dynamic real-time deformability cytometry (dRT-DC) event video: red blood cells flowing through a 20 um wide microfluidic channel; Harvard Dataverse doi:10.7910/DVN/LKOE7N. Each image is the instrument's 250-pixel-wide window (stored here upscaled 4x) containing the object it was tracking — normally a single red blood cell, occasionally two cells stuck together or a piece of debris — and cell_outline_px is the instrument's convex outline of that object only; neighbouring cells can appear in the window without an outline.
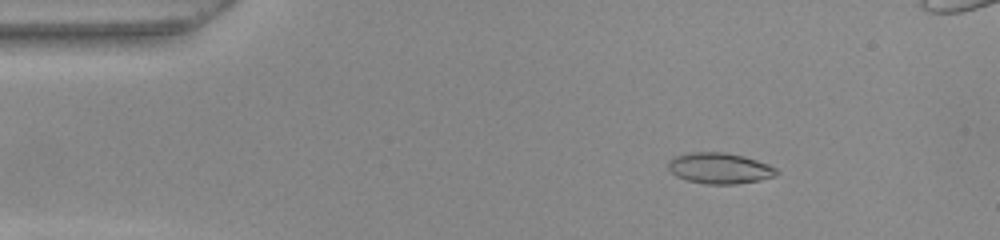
{"species": "common noctule bat (a hibernating species)", "species_latin": "Nyctalus noctula", "temperature_condition": "warm", "stored_images_in_passage": 53, "camera_frame_rate_fps": 3000, "um_per_image_px": 0.085, "animal": {"sex": "female", "body_mass_g": 22.0, "forearm_length_mm": 56.7}, "frame": {"image": 1, "passage_image": 8, "time_ms": 2.333, "image_size_px": [1000, 240], "cell_outline_px": [[780, 172], [776, 176], [760, 180], [736, 184], [704, 184], [688, 180], [676, 176], [668, 168], [668, 160], [676, 156], [692, 152], [724, 152], [756, 160], [768, 164], [776, 168]], "centroid_in_image_um": [61.18, 14.31], "position_along_channel_um": 23.8, "area_um2": 19.42}}
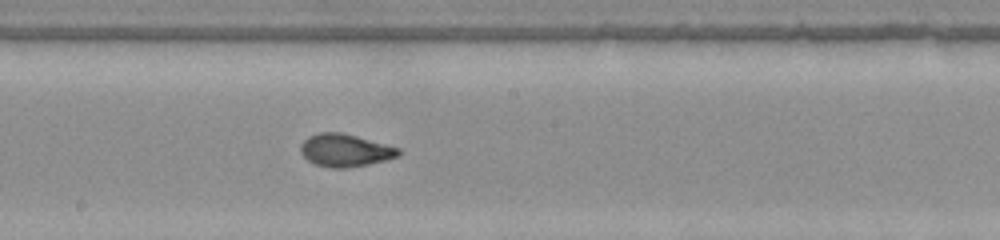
{"frame": {"image": 2, "passage_image": 28, "time_ms": 9.0, "image_size_px": [1000, 240], "cell_outline_px": [[400, 156], [368, 164], [348, 168], [328, 168], [316, 164], [308, 160], [300, 152], [300, 144], [308, 136], [320, 132], [340, 132], [356, 136], [400, 148]], "centroid_in_image_um": [29.31, 12.78], "position_along_channel_um": 218.9, "area_um2": 18.61}}
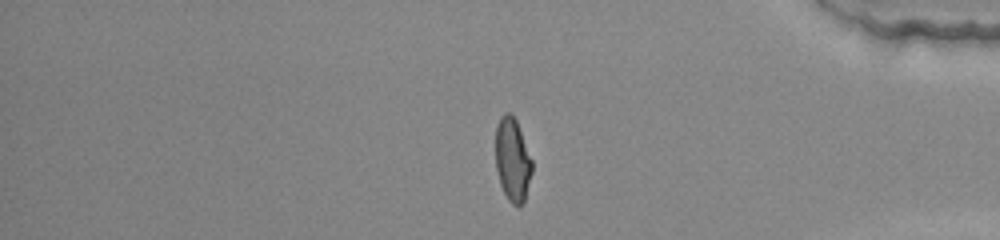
{"frame": {"image": 3, "passage_image": 43, "time_ms": 14.0, "image_size_px": [1000, 240], "cell_outline_px": [[532, 172], [524, 204], [512, 204], [508, 200], [500, 184], [496, 168], [496, 124], [500, 116], [504, 112], [512, 112], [516, 120], [532, 160]], "centroid_in_image_um": [43.56, 13.55], "position_along_channel_um": 391.6, "area_um2": 17.8}, "authors_computed_cell_mechanics": {"area_um2": 18.3804, "velocity_mm_per_s": 3.9868, "shape_relaxation_time_tau1_ms": null, "shape_relaxation_time_tau2_ms": 0.9253, "deformation_change_tau1": null, "deformation_change_tau2": 0.0599}}